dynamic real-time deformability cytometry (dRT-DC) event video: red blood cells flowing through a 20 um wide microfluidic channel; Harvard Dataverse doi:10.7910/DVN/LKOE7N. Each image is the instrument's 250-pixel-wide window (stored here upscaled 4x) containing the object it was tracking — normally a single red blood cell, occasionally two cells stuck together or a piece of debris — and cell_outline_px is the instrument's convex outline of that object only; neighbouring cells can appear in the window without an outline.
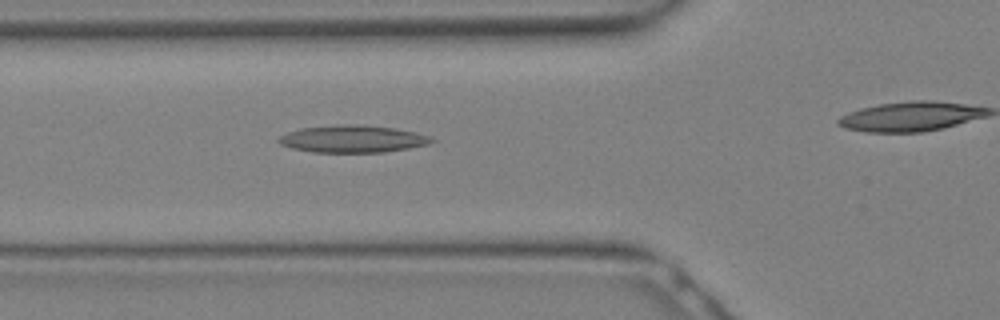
{"species": "Egyptian fruit bat (a non-hibernating species)", "species_latin": "Rousettus aegyptiacus", "temperature_condition": "warm", "stored_images_in_passage": 5, "camera_frame_rate_fps": 3000, "um_per_image_px": 0.085, "animal": {"sex": "female"}, "frame": {"image": 1, "passage_image": 4, "time_ms": 1.0, "image_size_px": [1000, 320], "cell_outline_px": [[436, 140], [428, 144], [408, 148], [384, 152], [312, 152], [292, 148], [280, 144], [276, 140], [280, 136], [288, 132], [300, 128], [344, 124], [348, 124], [396, 128], [416, 132], [432, 136]], "centroid_in_image_um": [29.99, 11.81], "position_along_channel_um": 95.8, "area_um2": 24.22}}